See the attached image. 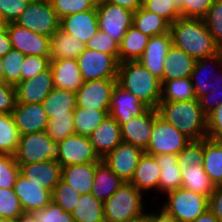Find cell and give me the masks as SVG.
<instances>
[{
	"label": "cell",
	"instance_id": "d4e9b609",
	"mask_svg": "<svg viewBox=\"0 0 222 222\" xmlns=\"http://www.w3.org/2000/svg\"><path fill=\"white\" fill-rule=\"evenodd\" d=\"M160 167L153 155L143 153L130 181L143 194L148 191H158ZM145 191V192H144Z\"/></svg>",
	"mask_w": 222,
	"mask_h": 222
},
{
	"label": "cell",
	"instance_id": "91938a15",
	"mask_svg": "<svg viewBox=\"0 0 222 222\" xmlns=\"http://www.w3.org/2000/svg\"><path fill=\"white\" fill-rule=\"evenodd\" d=\"M208 209L222 222V185L215 186L209 197Z\"/></svg>",
	"mask_w": 222,
	"mask_h": 222
},
{
	"label": "cell",
	"instance_id": "277c9868",
	"mask_svg": "<svg viewBox=\"0 0 222 222\" xmlns=\"http://www.w3.org/2000/svg\"><path fill=\"white\" fill-rule=\"evenodd\" d=\"M144 194L130 182H124L103 202L105 222H125L144 217Z\"/></svg>",
	"mask_w": 222,
	"mask_h": 222
},
{
	"label": "cell",
	"instance_id": "4fadbf2b",
	"mask_svg": "<svg viewBox=\"0 0 222 222\" xmlns=\"http://www.w3.org/2000/svg\"><path fill=\"white\" fill-rule=\"evenodd\" d=\"M12 49L24 55L50 57V37L37 34L15 22L7 24Z\"/></svg>",
	"mask_w": 222,
	"mask_h": 222
},
{
	"label": "cell",
	"instance_id": "816d5d0a",
	"mask_svg": "<svg viewBox=\"0 0 222 222\" xmlns=\"http://www.w3.org/2000/svg\"><path fill=\"white\" fill-rule=\"evenodd\" d=\"M85 48L113 55L119 61V43L100 29L86 44Z\"/></svg>",
	"mask_w": 222,
	"mask_h": 222
},
{
	"label": "cell",
	"instance_id": "8d00e7d4",
	"mask_svg": "<svg viewBox=\"0 0 222 222\" xmlns=\"http://www.w3.org/2000/svg\"><path fill=\"white\" fill-rule=\"evenodd\" d=\"M133 25L149 37L168 33L171 26L166 19L142 7L134 12Z\"/></svg>",
	"mask_w": 222,
	"mask_h": 222
},
{
	"label": "cell",
	"instance_id": "f35d334b",
	"mask_svg": "<svg viewBox=\"0 0 222 222\" xmlns=\"http://www.w3.org/2000/svg\"><path fill=\"white\" fill-rule=\"evenodd\" d=\"M73 112L75 134L87 137L109 115V110H88L77 106Z\"/></svg>",
	"mask_w": 222,
	"mask_h": 222
},
{
	"label": "cell",
	"instance_id": "5bb4252c",
	"mask_svg": "<svg viewBox=\"0 0 222 222\" xmlns=\"http://www.w3.org/2000/svg\"><path fill=\"white\" fill-rule=\"evenodd\" d=\"M144 152L140 147L122 141L102 160L124 182H130Z\"/></svg>",
	"mask_w": 222,
	"mask_h": 222
},
{
	"label": "cell",
	"instance_id": "f1b7e54d",
	"mask_svg": "<svg viewBox=\"0 0 222 222\" xmlns=\"http://www.w3.org/2000/svg\"><path fill=\"white\" fill-rule=\"evenodd\" d=\"M85 50V44L59 28L50 37V60L77 59Z\"/></svg>",
	"mask_w": 222,
	"mask_h": 222
},
{
	"label": "cell",
	"instance_id": "681fc988",
	"mask_svg": "<svg viewBox=\"0 0 222 222\" xmlns=\"http://www.w3.org/2000/svg\"><path fill=\"white\" fill-rule=\"evenodd\" d=\"M208 31L222 49V0H214L203 18Z\"/></svg>",
	"mask_w": 222,
	"mask_h": 222
},
{
	"label": "cell",
	"instance_id": "2e32d148",
	"mask_svg": "<svg viewBox=\"0 0 222 222\" xmlns=\"http://www.w3.org/2000/svg\"><path fill=\"white\" fill-rule=\"evenodd\" d=\"M15 88L16 103H42L48 94L55 88L51 68L49 67L33 78L21 81Z\"/></svg>",
	"mask_w": 222,
	"mask_h": 222
},
{
	"label": "cell",
	"instance_id": "03108f58",
	"mask_svg": "<svg viewBox=\"0 0 222 222\" xmlns=\"http://www.w3.org/2000/svg\"><path fill=\"white\" fill-rule=\"evenodd\" d=\"M13 222H38L33 213L23 212L15 221Z\"/></svg>",
	"mask_w": 222,
	"mask_h": 222
},
{
	"label": "cell",
	"instance_id": "680465c9",
	"mask_svg": "<svg viewBox=\"0 0 222 222\" xmlns=\"http://www.w3.org/2000/svg\"><path fill=\"white\" fill-rule=\"evenodd\" d=\"M207 138L222 140V105L207 115Z\"/></svg>",
	"mask_w": 222,
	"mask_h": 222
},
{
	"label": "cell",
	"instance_id": "9c48e42d",
	"mask_svg": "<svg viewBox=\"0 0 222 222\" xmlns=\"http://www.w3.org/2000/svg\"><path fill=\"white\" fill-rule=\"evenodd\" d=\"M96 11L99 29L120 44L133 25L134 12L102 0H98Z\"/></svg>",
	"mask_w": 222,
	"mask_h": 222
},
{
	"label": "cell",
	"instance_id": "d6986e66",
	"mask_svg": "<svg viewBox=\"0 0 222 222\" xmlns=\"http://www.w3.org/2000/svg\"><path fill=\"white\" fill-rule=\"evenodd\" d=\"M154 120L155 109L149 108L141 116L133 117L129 122L121 124L122 141L145 151L150 143Z\"/></svg>",
	"mask_w": 222,
	"mask_h": 222
},
{
	"label": "cell",
	"instance_id": "ffe728a7",
	"mask_svg": "<svg viewBox=\"0 0 222 222\" xmlns=\"http://www.w3.org/2000/svg\"><path fill=\"white\" fill-rule=\"evenodd\" d=\"M14 192L19 197L24 212L44 209L52 201V192L41 185H36L21 174L14 185Z\"/></svg>",
	"mask_w": 222,
	"mask_h": 222
},
{
	"label": "cell",
	"instance_id": "8fae6325",
	"mask_svg": "<svg viewBox=\"0 0 222 222\" xmlns=\"http://www.w3.org/2000/svg\"><path fill=\"white\" fill-rule=\"evenodd\" d=\"M116 79L84 81L76 92V106L92 110H109Z\"/></svg>",
	"mask_w": 222,
	"mask_h": 222
},
{
	"label": "cell",
	"instance_id": "b9f144b4",
	"mask_svg": "<svg viewBox=\"0 0 222 222\" xmlns=\"http://www.w3.org/2000/svg\"><path fill=\"white\" fill-rule=\"evenodd\" d=\"M23 212L20 199L14 189L0 188V219L13 222Z\"/></svg>",
	"mask_w": 222,
	"mask_h": 222
},
{
	"label": "cell",
	"instance_id": "f546056e",
	"mask_svg": "<svg viewBox=\"0 0 222 222\" xmlns=\"http://www.w3.org/2000/svg\"><path fill=\"white\" fill-rule=\"evenodd\" d=\"M124 181L119 178L104 162L100 160L96 162L95 179L92 184V195L104 202L108 199Z\"/></svg>",
	"mask_w": 222,
	"mask_h": 222
},
{
	"label": "cell",
	"instance_id": "5b68a950",
	"mask_svg": "<svg viewBox=\"0 0 222 222\" xmlns=\"http://www.w3.org/2000/svg\"><path fill=\"white\" fill-rule=\"evenodd\" d=\"M162 209L178 222H191L208 210L209 197L180 187L165 194Z\"/></svg>",
	"mask_w": 222,
	"mask_h": 222
},
{
	"label": "cell",
	"instance_id": "d590c367",
	"mask_svg": "<svg viewBox=\"0 0 222 222\" xmlns=\"http://www.w3.org/2000/svg\"><path fill=\"white\" fill-rule=\"evenodd\" d=\"M71 213L74 222H105L103 202L96 199L92 193L80 195Z\"/></svg>",
	"mask_w": 222,
	"mask_h": 222
},
{
	"label": "cell",
	"instance_id": "83f0119b",
	"mask_svg": "<svg viewBox=\"0 0 222 222\" xmlns=\"http://www.w3.org/2000/svg\"><path fill=\"white\" fill-rule=\"evenodd\" d=\"M95 172L96 163L65 166L62 167L61 179L82 195L91 193Z\"/></svg>",
	"mask_w": 222,
	"mask_h": 222
},
{
	"label": "cell",
	"instance_id": "f6af8a7d",
	"mask_svg": "<svg viewBox=\"0 0 222 222\" xmlns=\"http://www.w3.org/2000/svg\"><path fill=\"white\" fill-rule=\"evenodd\" d=\"M59 19L96 8L98 0H49Z\"/></svg>",
	"mask_w": 222,
	"mask_h": 222
},
{
	"label": "cell",
	"instance_id": "f5cc1de1",
	"mask_svg": "<svg viewBox=\"0 0 222 222\" xmlns=\"http://www.w3.org/2000/svg\"><path fill=\"white\" fill-rule=\"evenodd\" d=\"M32 213L38 222H74L72 213L64 211L54 201H51L44 209Z\"/></svg>",
	"mask_w": 222,
	"mask_h": 222
},
{
	"label": "cell",
	"instance_id": "603a6c76",
	"mask_svg": "<svg viewBox=\"0 0 222 222\" xmlns=\"http://www.w3.org/2000/svg\"><path fill=\"white\" fill-rule=\"evenodd\" d=\"M91 144L102 159L122 142L121 127L110 115L89 136Z\"/></svg>",
	"mask_w": 222,
	"mask_h": 222
},
{
	"label": "cell",
	"instance_id": "cb8c5ba5",
	"mask_svg": "<svg viewBox=\"0 0 222 222\" xmlns=\"http://www.w3.org/2000/svg\"><path fill=\"white\" fill-rule=\"evenodd\" d=\"M55 88L77 92L83 85V78L76 59L50 60Z\"/></svg>",
	"mask_w": 222,
	"mask_h": 222
},
{
	"label": "cell",
	"instance_id": "7bdbcfd3",
	"mask_svg": "<svg viewBox=\"0 0 222 222\" xmlns=\"http://www.w3.org/2000/svg\"><path fill=\"white\" fill-rule=\"evenodd\" d=\"M47 135L56 142L74 135V112H70L68 116L54 117L49 119L46 127Z\"/></svg>",
	"mask_w": 222,
	"mask_h": 222
},
{
	"label": "cell",
	"instance_id": "4316f807",
	"mask_svg": "<svg viewBox=\"0 0 222 222\" xmlns=\"http://www.w3.org/2000/svg\"><path fill=\"white\" fill-rule=\"evenodd\" d=\"M157 165L160 167V179L158 192L166 194L172 190L182 187V167L177 162V155H156Z\"/></svg>",
	"mask_w": 222,
	"mask_h": 222
},
{
	"label": "cell",
	"instance_id": "836d02e7",
	"mask_svg": "<svg viewBox=\"0 0 222 222\" xmlns=\"http://www.w3.org/2000/svg\"><path fill=\"white\" fill-rule=\"evenodd\" d=\"M149 38L132 25L119 44V63L138 61L147 47Z\"/></svg>",
	"mask_w": 222,
	"mask_h": 222
},
{
	"label": "cell",
	"instance_id": "a7ac6f4b",
	"mask_svg": "<svg viewBox=\"0 0 222 222\" xmlns=\"http://www.w3.org/2000/svg\"><path fill=\"white\" fill-rule=\"evenodd\" d=\"M125 222H148V221H147V218H146V215H145L144 217L137 218V219L131 220V221H125Z\"/></svg>",
	"mask_w": 222,
	"mask_h": 222
},
{
	"label": "cell",
	"instance_id": "c3c4849f",
	"mask_svg": "<svg viewBox=\"0 0 222 222\" xmlns=\"http://www.w3.org/2000/svg\"><path fill=\"white\" fill-rule=\"evenodd\" d=\"M217 72L218 74H221L218 76L213 75L214 77H212L213 79L209 87V93L199 98L200 106L206 115L212 112L219 105H222V69L219 68Z\"/></svg>",
	"mask_w": 222,
	"mask_h": 222
},
{
	"label": "cell",
	"instance_id": "d6a6232c",
	"mask_svg": "<svg viewBox=\"0 0 222 222\" xmlns=\"http://www.w3.org/2000/svg\"><path fill=\"white\" fill-rule=\"evenodd\" d=\"M214 64H217L220 68L222 67V50L215 55L198 59L195 62L193 72L191 74V80L192 84L194 86L195 94L197 99H199L201 96L206 95L209 93V87L211 85V81L213 78L212 77L213 73L211 72L213 67H210ZM212 73L211 76L208 78L207 75L205 74ZM203 74V76H201ZM205 74V75H204ZM207 77V78H206Z\"/></svg>",
	"mask_w": 222,
	"mask_h": 222
},
{
	"label": "cell",
	"instance_id": "7a4b0ae2",
	"mask_svg": "<svg viewBox=\"0 0 222 222\" xmlns=\"http://www.w3.org/2000/svg\"><path fill=\"white\" fill-rule=\"evenodd\" d=\"M157 112L191 141L207 138V115L202 110L199 99L159 102Z\"/></svg>",
	"mask_w": 222,
	"mask_h": 222
},
{
	"label": "cell",
	"instance_id": "7c38bea8",
	"mask_svg": "<svg viewBox=\"0 0 222 222\" xmlns=\"http://www.w3.org/2000/svg\"><path fill=\"white\" fill-rule=\"evenodd\" d=\"M59 143L58 163L62 166L96 163L101 160L90 138L82 135H71Z\"/></svg>",
	"mask_w": 222,
	"mask_h": 222
},
{
	"label": "cell",
	"instance_id": "484cf974",
	"mask_svg": "<svg viewBox=\"0 0 222 222\" xmlns=\"http://www.w3.org/2000/svg\"><path fill=\"white\" fill-rule=\"evenodd\" d=\"M196 60L172 45L165 58L163 81L191 78Z\"/></svg>",
	"mask_w": 222,
	"mask_h": 222
},
{
	"label": "cell",
	"instance_id": "f907efd6",
	"mask_svg": "<svg viewBox=\"0 0 222 222\" xmlns=\"http://www.w3.org/2000/svg\"><path fill=\"white\" fill-rule=\"evenodd\" d=\"M214 0H174L182 18L203 19Z\"/></svg>",
	"mask_w": 222,
	"mask_h": 222
},
{
	"label": "cell",
	"instance_id": "6f0895ef",
	"mask_svg": "<svg viewBox=\"0 0 222 222\" xmlns=\"http://www.w3.org/2000/svg\"><path fill=\"white\" fill-rule=\"evenodd\" d=\"M16 101L15 86L0 81V114H12Z\"/></svg>",
	"mask_w": 222,
	"mask_h": 222
},
{
	"label": "cell",
	"instance_id": "7dc6e473",
	"mask_svg": "<svg viewBox=\"0 0 222 222\" xmlns=\"http://www.w3.org/2000/svg\"><path fill=\"white\" fill-rule=\"evenodd\" d=\"M80 195L77 190L60 179L52 192V201L61 206L64 211L72 212Z\"/></svg>",
	"mask_w": 222,
	"mask_h": 222
},
{
	"label": "cell",
	"instance_id": "db71d44e",
	"mask_svg": "<svg viewBox=\"0 0 222 222\" xmlns=\"http://www.w3.org/2000/svg\"><path fill=\"white\" fill-rule=\"evenodd\" d=\"M204 158V139L190 141L187 146L177 154V162L183 168L189 164H202Z\"/></svg>",
	"mask_w": 222,
	"mask_h": 222
},
{
	"label": "cell",
	"instance_id": "30bf717a",
	"mask_svg": "<svg viewBox=\"0 0 222 222\" xmlns=\"http://www.w3.org/2000/svg\"><path fill=\"white\" fill-rule=\"evenodd\" d=\"M76 60L83 81L117 79L119 61L113 55L85 48Z\"/></svg>",
	"mask_w": 222,
	"mask_h": 222
},
{
	"label": "cell",
	"instance_id": "e0dca14e",
	"mask_svg": "<svg viewBox=\"0 0 222 222\" xmlns=\"http://www.w3.org/2000/svg\"><path fill=\"white\" fill-rule=\"evenodd\" d=\"M148 109L149 107L141 103L132 93L116 84L112 92L109 115L120 125L129 122L133 117L141 116Z\"/></svg>",
	"mask_w": 222,
	"mask_h": 222
},
{
	"label": "cell",
	"instance_id": "89a4df30",
	"mask_svg": "<svg viewBox=\"0 0 222 222\" xmlns=\"http://www.w3.org/2000/svg\"><path fill=\"white\" fill-rule=\"evenodd\" d=\"M3 25V14L0 9V26Z\"/></svg>",
	"mask_w": 222,
	"mask_h": 222
},
{
	"label": "cell",
	"instance_id": "ee69618b",
	"mask_svg": "<svg viewBox=\"0 0 222 222\" xmlns=\"http://www.w3.org/2000/svg\"><path fill=\"white\" fill-rule=\"evenodd\" d=\"M142 8L158 14L170 24L181 18L179 6L174 0H143Z\"/></svg>",
	"mask_w": 222,
	"mask_h": 222
},
{
	"label": "cell",
	"instance_id": "4dcf8cb0",
	"mask_svg": "<svg viewBox=\"0 0 222 222\" xmlns=\"http://www.w3.org/2000/svg\"><path fill=\"white\" fill-rule=\"evenodd\" d=\"M49 119L68 116L76 109V92L54 88L42 101Z\"/></svg>",
	"mask_w": 222,
	"mask_h": 222
},
{
	"label": "cell",
	"instance_id": "11a10c76",
	"mask_svg": "<svg viewBox=\"0 0 222 222\" xmlns=\"http://www.w3.org/2000/svg\"><path fill=\"white\" fill-rule=\"evenodd\" d=\"M50 67V57L25 55L21 68V81L33 78Z\"/></svg>",
	"mask_w": 222,
	"mask_h": 222
},
{
	"label": "cell",
	"instance_id": "6125c7cd",
	"mask_svg": "<svg viewBox=\"0 0 222 222\" xmlns=\"http://www.w3.org/2000/svg\"><path fill=\"white\" fill-rule=\"evenodd\" d=\"M12 50V45L9 39L7 24L0 26V56H5Z\"/></svg>",
	"mask_w": 222,
	"mask_h": 222
},
{
	"label": "cell",
	"instance_id": "e575fe53",
	"mask_svg": "<svg viewBox=\"0 0 222 222\" xmlns=\"http://www.w3.org/2000/svg\"><path fill=\"white\" fill-rule=\"evenodd\" d=\"M202 166L216 186L222 185V140L204 139Z\"/></svg>",
	"mask_w": 222,
	"mask_h": 222
},
{
	"label": "cell",
	"instance_id": "003e7915",
	"mask_svg": "<svg viewBox=\"0 0 222 222\" xmlns=\"http://www.w3.org/2000/svg\"><path fill=\"white\" fill-rule=\"evenodd\" d=\"M0 81H3V57L0 56Z\"/></svg>",
	"mask_w": 222,
	"mask_h": 222
},
{
	"label": "cell",
	"instance_id": "2644e50d",
	"mask_svg": "<svg viewBox=\"0 0 222 222\" xmlns=\"http://www.w3.org/2000/svg\"><path fill=\"white\" fill-rule=\"evenodd\" d=\"M0 222H12V221L0 219Z\"/></svg>",
	"mask_w": 222,
	"mask_h": 222
},
{
	"label": "cell",
	"instance_id": "44dd1931",
	"mask_svg": "<svg viewBox=\"0 0 222 222\" xmlns=\"http://www.w3.org/2000/svg\"><path fill=\"white\" fill-rule=\"evenodd\" d=\"M60 28L86 44L99 30L96 8L61 18Z\"/></svg>",
	"mask_w": 222,
	"mask_h": 222
},
{
	"label": "cell",
	"instance_id": "e7e4bbea",
	"mask_svg": "<svg viewBox=\"0 0 222 222\" xmlns=\"http://www.w3.org/2000/svg\"><path fill=\"white\" fill-rule=\"evenodd\" d=\"M191 222H220L219 219L208 209L198 218Z\"/></svg>",
	"mask_w": 222,
	"mask_h": 222
},
{
	"label": "cell",
	"instance_id": "bcb514c9",
	"mask_svg": "<svg viewBox=\"0 0 222 222\" xmlns=\"http://www.w3.org/2000/svg\"><path fill=\"white\" fill-rule=\"evenodd\" d=\"M20 174V167L15 155L0 154V188H14Z\"/></svg>",
	"mask_w": 222,
	"mask_h": 222
},
{
	"label": "cell",
	"instance_id": "60d3db41",
	"mask_svg": "<svg viewBox=\"0 0 222 222\" xmlns=\"http://www.w3.org/2000/svg\"><path fill=\"white\" fill-rule=\"evenodd\" d=\"M3 57V82L16 86L21 82V68L25 55L12 49Z\"/></svg>",
	"mask_w": 222,
	"mask_h": 222
},
{
	"label": "cell",
	"instance_id": "8992f818",
	"mask_svg": "<svg viewBox=\"0 0 222 222\" xmlns=\"http://www.w3.org/2000/svg\"><path fill=\"white\" fill-rule=\"evenodd\" d=\"M15 158L18 164H30L48 160L58 161L59 143L53 141L46 131L20 136Z\"/></svg>",
	"mask_w": 222,
	"mask_h": 222
},
{
	"label": "cell",
	"instance_id": "6da1fadb",
	"mask_svg": "<svg viewBox=\"0 0 222 222\" xmlns=\"http://www.w3.org/2000/svg\"><path fill=\"white\" fill-rule=\"evenodd\" d=\"M172 45L195 60L206 58L222 49L208 31L203 19L178 18L170 26Z\"/></svg>",
	"mask_w": 222,
	"mask_h": 222
},
{
	"label": "cell",
	"instance_id": "ac0fdd59",
	"mask_svg": "<svg viewBox=\"0 0 222 222\" xmlns=\"http://www.w3.org/2000/svg\"><path fill=\"white\" fill-rule=\"evenodd\" d=\"M171 46L172 37L170 32L152 36L148 40L144 53L138 59V62L161 82L163 81L165 58Z\"/></svg>",
	"mask_w": 222,
	"mask_h": 222
},
{
	"label": "cell",
	"instance_id": "9a60e30c",
	"mask_svg": "<svg viewBox=\"0 0 222 222\" xmlns=\"http://www.w3.org/2000/svg\"><path fill=\"white\" fill-rule=\"evenodd\" d=\"M12 115L20 136L45 131L49 121L42 103H16Z\"/></svg>",
	"mask_w": 222,
	"mask_h": 222
},
{
	"label": "cell",
	"instance_id": "ba28073f",
	"mask_svg": "<svg viewBox=\"0 0 222 222\" xmlns=\"http://www.w3.org/2000/svg\"><path fill=\"white\" fill-rule=\"evenodd\" d=\"M15 23L46 37L60 28V19L49 0H31Z\"/></svg>",
	"mask_w": 222,
	"mask_h": 222
},
{
	"label": "cell",
	"instance_id": "94428289",
	"mask_svg": "<svg viewBox=\"0 0 222 222\" xmlns=\"http://www.w3.org/2000/svg\"><path fill=\"white\" fill-rule=\"evenodd\" d=\"M159 212L150 211L146 212V218L148 222H178L173 216L168 214L164 209H158Z\"/></svg>",
	"mask_w": 222,
	"mask_h": 222
},
{
	"label": "cell",
	"instance_id": "1f68e13d",
	"mask_svg": "<svg viewBox=\"0 0 222 222\" xmlns=\"http://www.w3.org/2000/svg\"><path fill=\"white\" fill-rule=\"evenodd\" d=\"M182 187L196 193L210 197L215 184L206 174L202 164H189L181 170Z\"/></svg>",
	"mask_w": 222,
	"mask_h": 222
},
{
	"label": "cell",
	"instance_id": "7402d4cb",
	"mask_svg": "<svg viewBox=\"0 0 222 222\" xmlns=\"http://www.w3.org/2000/svg\"><path fill=\"white\" fill-rule=\"evenodd\" d=\"M20 174L36 185L53 192L62 175V166L54 160L19 164Z\"/></svg>",
	"mask_w": 222,
	"mask_h": 222
},
{
	"label": "cell",
	"instance_id": "be15d7a7",
	"mask_svg": "<svg viewBox=\"0 0 222 222\" xmlns=\"http://www.w3.org/2000/svg\"><path fill=\"white\" fill-rule=\"evenodd\" d=\"M111 4L119 5L133 12L142 7L143 0H102Z\"/></svg>",
	"mask_w": 222,
	"mask_h": 222
},
{
	"label": "cell",
	"instance_id": "74e56055",
	"mask_svg": "<svg viewBox=\"0 0 222 222\" xmlns=\"http://www.w3.org/2000/svg\"><path fill=\"white\" fill-rule=\"evenodd\" d=\"M160 102H180L197 99L191 78L162 81Z\"/></svg>",
	"mask_w": 222,
	"mask_h": 222
},
{
	"label": "cell",
	"instance_id": "9f6ffc18",
	"mask_svg": "<svg viewBox=\"0 0 222 222\" xmlns=\"http://www.w3.org/2000/svg\"><path fill=\"white\" fill-rule=\"evenodd\" d=\"M31 0H0L3 25L16 22Z\"/></svg>",
	"mask_w": 222,
	"mask_h": 222
},
{
	"label": "cell",
	"instance_id": "ab89813d",
	"mask_svg": "<svg viewBox=\"0 0 222 222\" xmlns=\"http://www.w3.org/2000/svg\"><path fill=\"white\" fill-rule=\"evenodd\" d=\"M20 134L12 114H0V154L15 155Z\"/></svg>",
	"mask_w": 222,
	"mask_h": 222
},
{
	"label": "cell",
	"instance_id": "3957f363",
	"mask_svg": "<svg viewBox=\"0 0 222 222\" xmlns=\"http://www.w3.org/2000/svg\"><path fill=\"white\" fill-rule=\"evenodd\" d=\"M117 85L132 93L147 107L157 109L161 100L162 84L138 61L119 63Z\"/></svg>",
	"mask_w": 222,
	"mask_h": 222
},
{
	"label": "cell",
	"instance_id": "52a82bcc",
	"mask_svg": "<svg viewBox=\"0 0 222 222\" xmlns=\"http://www.w3.org/2000/svg\"><path fill=\"white\" fill-rule=\"evenodd\" d=\"M190 141L175 126L159 116L157 109H155L154 127L145 153L153 156L163 154L177 155Z\"/></svg>",
	"mask_w": 222,
	"mask_h": 222
}]
</instances>
